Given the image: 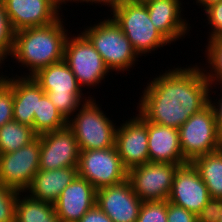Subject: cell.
<instances>
[{"instance_id": "6da1fadb", "label": "cell", "mask_w": 222, "mask_h": 222, "mask_svg": "<svg viewBox=\"0 0 222 222\" xmlns=\"http://www.w3.org/2000/svg\"><path fill=\"white\" fill-rule=\"evenodd\" d=\"M169 66L144 83L135 107L147 121L179 129L208 105L210 84L198 62Z\"/></svg>"}, {"instance_id": "7a4b0ae2", "label": "cell", "mask_w": 222, "mask_h": 222, "mask_svg": "<svg viewBox=\"0 0 222 222\" xmlns=\"http://www.w3.org/2000/svg\"><path fill=\"white\" fill-rule=\"evenodd\" d=\"M64 16L63 13L55 22L45 26L14 32L13 50L6 62L18 64L21 72L13 74L16 71L7 63L12 70L10 75L32 77L42 68L64 60L65 43L71 32L68 29L71 25L67 26L66 22L68 18Z\"/></svg>"}, {"instance_id": "3957f363", "label": "cell", "mask_w": 222, "mask_h": 222, "mask_svg": "<svg viewBox=\"0 0 222 222\" xmlns=\"http://www.w3.org/2000/svg\"><path fill=\"white\" fill-rule=\"evenodd\" d=\"M105 15L106 13L103 14V19L101 15V19L84 26L81 32L101 55L110 72L122 76L120 72L124 75L130 69H136L141 57L116 22L109 15L104 17Z\"/></svg>"}, {"instance_id": "277c9868", "label": "cell", "mask_w": 222, "mask_h": 222, "mask_svg": "<svg viewBox=\"0 0 222 222\" xmlns=\"http://www.w3.org/2000/svg\"><path fill=\"white\" fill-rule=\"evenodd\" d=\"M109 15L121 28L137 54L148 57L171 42L153 25L146 4L124 0Z\"/></svg>"}, {"instance_id": "5b68a950", "label": "cell", "mask_w": 222, "mask_h": 222, "mask_svg": "<svg viewBox=\"0 0 222 222\" xmlns=\"http://www.w3.org/2000/svg\"><path fill=\"white\" fill-rule=\"evenodd\" d=\"M99 104L103 106L95 97H91L67 121V126L73 131L81 151L115 146L119 123L116 122L117 119L111 120L112 115H107L106 110Z\"/></svg>"}, {"instance_id": "8992f818", "label": "cell", "mask_w": 222, "mask_h": 222, "mask_svg": "<svg viewBox=\"0 0 222 222\" xmlns=\"http://www.w3.org/2000/svg\"><path fill=\"white\" fill-rule=\"evenodd\" d=\"M32 77L67 121L91 98L64 60L42 68Z\"/></svg>"}, {"instance_id": "52a82bcc", "label": "cell", "mask_w": 222, "mask_h": 222, "mask_svg": "<svg viewBox=\"0 0 222 222\" xmlns=\"http://www.w3.org/2000/svg\"><path fill=\"white\" fill-rule=\"evenodd\" d=\"M76 31V34L74 32L72 34L71 31L67 37L64 48V61L75 75L76 80L82 89L84 91L87 89L89 96L97 98L94 89L100 85L98 87L99 89L103 82H107L105 79L107 78V80H109V75L111 77H113V75H111L103 58L96 51L89 39L81 32V30L78 31L77 29ZM91 88L94 91L93 95L91 94Z\"/></svg>"}, {"instance_id": "ba28073f", "label": "cell", "mask_w": 222, "mask_h": 222, "mask_svg": "<svg viewBox=\"0 0 222 222\" xmlns=\"http://www.w3.org/2000/svg\"><path fill=\"white\" fill-rule=\"evenodd\" d=\"M178 130L183 157L188 162L220 148L221 141L209 104L193 114Z\"/></svg>"}, {"instance_id": "9c48e42d", "label": "cell", "mask_w": 222, "mask_h": 222, "mask_svg": "<svg viewBox=\"0 0 222 222\" xmlns=\"http://www.w3.org/2000/svg\"><path fill=\"white\" fill-rule=\"evenodd\" d=\"M78 176L85 178L94 188L119 184L127 179L117 148L83 150L77 166Z\"/></svg>"}, {"instance_id": "30bf717a", "label": "cell", "mask_w": 222, "mask_h": 222, "mask_svg": "<svg viewBox=\"0 0 222 222\" xmlns=\"http://www.w3.org/2000/svg\"><path fill=\"white\" fill-rule=\"evenodd\" d=\"M180 166L148 162L129 169L127 179L142 202L168 200L175 173Z\"/></svg>"}, {"instance_id": "8fae6325", "label": "cell", "mask_w": 222, "mask_h": 222, "mask_svg": "<svg viewBox=\"0 0 222 222\" xmlns=\"http://www.w3.org/2000/svg\"><path fill=\"white\" fill-rule=\"evenodd\" d=\"M134 110L133 117L121 119L116 130L115 147L127 170L149 162L147 120Z\"/></svg>"}, {"instance_id": "7c38bea8", "label": "cell", "mask_w": 222, "mask_h": 222, "mask_svg": "<svg viewBox=\"0 0 222 222\" xmlns=\"http://www.w3.org/2000/svg\"><path fill=\"white\" fill-rule=\"evenodd\" d=\"M39 136L15 152L0 154V182L24 192L39 171Z\"/></svg>"}, {"instance_id": "4fadbf2b", "label": "cell", "mask_w": 222, "mask_h": 222, "mask_svg": "<svg viewBox=\"0 0 222 222\" xmlns=\"http://www.w3.org/2000/svg\"><path fill=\"white\" fill-rule=\"evenodd\" d=\"M39 138V169L55 170L78 166L81 150L73 131L68 126L39 135Z\"/></svg>"}, {"instance_id": "5bb4252c", "label": "cell", "mask_w": 222, "mask_h": 222, "mask_svg": "<svg viewBox=\"0 0 222 222\" xmlns=\"http://www.w3.org/2000/svg\"><path fill=\"white\" fill-rule=\"evenodd\" d=\"M2 2L14 32L51 24L63 14L61 0H2Z\"/></svg>"}, {"instance_id": "9a60e30c", "label": "cell", "mask_w": 222, "mask_h": 222, "mask_svg": "<svg viewBox=\"0 0 222 222\" xmlns=\"http://www.w3.org/2000/svg\"><path fill=\"white\" fill-rule=\"evenodd\" d=\"M142 203L128 179L96 191V205L113 222H136Z\"/></svg>"}, {"instance_id": "2e32d148", "label": "cell", "mask_w": 222, "mask_h": 222, "mask_svg": "<svg viewBox=\"0 0 222 222\" xmlns=\"http://www.w3.org/2000/svg\"><path fill=\"white\" fill-rule=\"evenodd\" d=\"M184 0H154L146 4L153 25L173 44L183 41L185 36L190 38L193 28L189 18L185 17ZM186 2V3H185ZM190 33V34H189ZM189 34V35H188ZM181 39V40H180Z\"/></svg>"}, {"instance_id": "e0dca14e", "label": "cell", "mask_w": 222, "mask_h": 222, "mask_svg": "<svg viewBox=\"0 0 222 222\" xmlns=\"http://www.w3.org/2000/svg\"><path fill=\"white\" fill-rule=\"evenodd\" d=\"M209 199L207 187L195 167L190 162L180 166L168 201L197 215Z\"/></svg>"}, {"instance_id": "ac0fdd59", "label": "cell", "mask_w": 222, "mask_h": 222, "mask_svg": "<svg viewBox=\"0 0 222 222\" xmlns=\"http://www.w3.org/2000/svg\"><path fill=\"white\" fill-rule=\"evenodd\" d=\"M96 191L85 178L77 175L54 203L60 222H78L96 205Z\"/></svg>"}, {"instance_id": "d6986e66", "label": "cell", "mask_w": 222, "mask_h": 222, "mask_svg": "<svg viewBox=\"0 0 222 222\" xmlns=\"http://www.w3.org/2000/svg\"><path fill=\"white\" fill-rule=\"evenodd\" d=\"M149 162L189 163L180 146L179 130L147 121Z\"/></svg>"}, {"instance_id": "ffe728a7", "label": "cell", "mask_w": 222, "mask_h": 222, "mask_svg": "<svg viewBox=\"0 0 222 222\" xmlns=\"http://www.w3.org/2000/svg\"><path fill=\"white\" fill-rule=\"evenodd\" d=\"M77 175V167H65L55 170L39 169L24 192L34 199L54 204L63 189Z\"/></svg>"}, {"instance_id": "44dd1931", "label": "cell", "mask_w": 222, "mask_h": 222, "mask_svg": "<svg viewBox=\"0 0 222 222\" xmlns=\"http://www.w3.org/2000/svg\"><path fill=\"white\" fill-rule=\"evenodd\" d=\"M13 120L33 128L38 100L45 94L33 77L12 75Z\"/></svg>"}, {"instance_id": "7402d4cb", "label": "cell", "mask_w": 222, "mask_h": 222, "mask_svg": "<svg viewBox=\"0 0 222 222\" xmlns=\"http://www.w3.org/2000/svg\"><path fill=\"white\" fill-rule=\"evenodd\" d=\"M190 163L205 183L210 198L222 199V151L198 156Z\"/></svg>"}, {"instance_id": "603a6c76", "label": "cell", "mask_w": 222, "mask_h": 222, "mask_svg": "<svg viewBox=\"0 0 222 222\" xmlns=\"http://www.w3.org/2000/svg\"><path fill=\"white\" fill-rule=\"evenodd\" d=\"M15 213V222H60L54 204L34 199L25 192H19Z\"/></svg>"}, {"instance_id": "cb8c5ba5", "label": "cell", "mask_w": 222, "mask_h": 222, "mask_svg": "<svg viewBox=\"0 0 222 222\" xmlns=\"http://www.w3.org/2000/svg\"><path fill=\"white\" fill-rule=\"evenodd\" d=\"M38 135L34 129L12 120L0 127V154L15 152L34 141Z\"/></svg>"}, {"instance_id": "d4e9b609", "label": "cell", "mask_w": 222, "mask_h": 222, "mask_svg": "<svg viewBox=\"0 0 222 222\" xmlns=\"http://www.w3.org/2000/svg\"><path fill=\"white\" fill-rule=\"evenodd\" d=\"M67 126V120L57 110L45 93L38 100L37 113H34L33 129L36 134L42 135Z\"/></svg>"}, {"instance_id": "484cf974", "label": "cell", "mask_w": 222, "mask_h": 222, "mask_svg": "<svg viewBox=\"0 0 222 222\" xmlns=\"http://www.w3.org/2000/svg\"><path fill=\"white\" fill-rule=\"evenodd\" d=\"M205 41V50H201L202 54L204 53L203 57L205 58L203 60L205 62H199V64L204 70L210 86L222 85V37Z\"/></svg>"}, {"instance_id": "4316f807", "label": "cell", "mask_w": 222, "mask_h": 222, "mask_svg": "<svg viewBox=\"0 0 222 222\" xmlns=\"http://www.w3.org/2000/svg\"><path fill=\"white\" fill-rule=\"evenodd\" d=\"M202 12L203 14H200L201 20L205 18L203 22L206 21L205 26L209 27L206 40L222 37V1H217L208 5ZM202 15H204V18H202Z\"/></svg>"}, {"instance_id": "83f0119b", "label": "cell", "mask_w": 222, "mask_h": 222, "mask_svg": "<svg viewBox=\"0 0 222 222\" xmlns=\"http://www.w3.org/2000/svg\"><path fill=\"white\" fill-rule=\"evenodd\" d=\"M19 192L0 182V222H15L16 201Z\"/></svg>"}, {"instance_id": "f1b7e54d", "label": "cell", "mask_w": 222, "mask_h": 222, "mask_svg": "<svg viewBox=\"0 0 222 222\" xmlns=\"http://www.w3.org/2000/svg\"><path fill=\"white\" fill-rule=\"evenodd\" d=\"M136 222H167V200L143 202Z\"/></svg>"}, {"instance_id": "f546056e", "label": "cell", "mask_w": 222, "mask_h": 222, "mask_svg": "<svg viewBox=\"0 0 222 222\" xmlns=\"http://www.w3.org/2000/svg\"><path fill=\"white\" fill-rule=\"evenodd\" d=\"M13 120L12 76L6 74L0 84V127Z\"/></svg>"}, {"instance_id": "4dcf8cb0", "label": "cell", "mask_w": 222, "mask_h": 222, "mask_svg": "<svg viewBox=\"0 0 222 222\" xmlns=\"http://www.w3.org/2000/svg\"><path fill=\"white\" fill-rule=\"evenodd\" d=\"M14 45V31L10 25L2 0H0V56L9 59Z\"/></svg>"}, {"instance_id": "1f68e13d", "label": "cell", "mask_w": 222, "mask_h": 222, "mask_svg": "<svg viewBox=\"0 0 222 222\" xmlns=\"http://www.w3.org/2000/svg\"><path fill=\"white\" fill-rule=\"evenodd\" d=\"M208 104L212 108L217 133L220 141H222V85L210 86Z\"/></svg>"}, {"instance_id": "d6a6232c", "label": "cell", "mask_w": 222, "mask_h": 222, "mask_svg": "<svg viewBox=\"0 0 222 222\" xmlns=\"http://www.w3.org/2000/svg\"><path fill=\"white\" fill-rule=\"evenodd\" d=\"M222 212V199L210 198L196 215L197 222H219Z\"/></svg>"}, {"instance_id": "836d02e7", "label": "cell", "mask_w": 222, "mask_h": 222, "mask_svg": "<svg viewBox=\"0 0 222 222\" xmlns=\"http://www.w3.org/2000/svg\"><path fill=\"white\" fill-rule=\"evenodd\" d=\"M167 222H197L196 214L167 200Z\"/></svg>"}, {"instance_id": "e575fe53", "label": "cell", "mask_w": 222, "mask_h": 222, "mask_svg": "<svg viewBox=\"0 0 222 222\" xmlns=\"http://www.w3.org/2000/svg\"><path fill=\"white\" fill-rule=\"evenodd\" d=\"M124 0H61V7L62 9L64 10H68L67 7H65L66 5L67 6H73L74 3H77L78 6L79 4L80 5H92L94 6V8L96 9V6L98 5L99 8L102 7V9H107L108 12H111L113 9H115L117 6H119ZM70 3V5L68 4ZM82 3V4H81ZM94 4V5H93ZM104 6V8H103Z\"/></svg>"}, {"instance_id": "d590c367", "label": "cell", "mask_w": 222, "mask_h": 222, "mask_svg": "<svg viewBox=\"0 0 222 222\" xmlns=\"http://www.w3.org/2000/svg\"><path fill=\"white\" fill-rule=\"evenodd\" d=\"M78 222H113L97 205L87 211Z\"/></svg>"}, {"instance_id": "8d00e7d4", "label": "cell", "mask_w": 222, "mask_h": 222, "mask_svg": "<svg viewBox=\"0 0 222 222\" xmlns=\"http://www.w3.org/2000/svg\"><path fill=\"white\" fill-rule=\"evenodd\" d=\"M217 1H222V0H194L193 4L196 3L195 5L199 6L198 8L199 9L201 8V11H202L205 7Z\"/></svg>"}, {"instance_id": "74e56055", "label": "cell", "mask_w": 222, "mask_h": 222, "mask_svg": "<svg viewBox=\"0 0 222 222\" xmlns=\"http://www.w3.org/2000/svg\"><path fill=\"white\" fill-rule=\"evenodd\" d=\"M6 60L2 57V56H0V84L5 80V77H6V70H5V68L7 67V66H5L6 64ZM4 72H3V71Z\"/></svg>"}, {"instance_id": "f35d334b", "label": "cell", "mask_w": 222, "mask_h": 222, "mask_svg": "<svg viewBox=\"0 0 222 222\" xmlns=\"http://www.w3.org/2000/svg\"><path fill=\"white\" fill-rule=\"evenodd\" d=\"M130 1H132L134 3L147 4V3L154 1V0H130Z\"/></svg>"}, {"instance_id": "ab89813d", "label": "cell", "mask_w": 222, "mask_h": 222, "mask_svg": "<svg viewBox=\"0 0 222 222\" xmlns=\"http://www.w3.org/2000/svg\"><path fill=\"white\" fill-rule=\"evenodd\" d=\"M219 222H222V212H221V216H220V220H219Z\"/></svg>"}, {"instance_id": "60d3db41", "label": "cell", "mask_w": 222, "mask_h": 222, "mask_svg": "<svg viewBox=\"0 0 222 222\" xmlns=\"http://www.w3.org/2000/svg\"><path fill=\"white\" fill-rule=\"evenodd\" d=\"M221 151H222V141H221V144H220V148H219Z\"/></svg>"}]
</instances>
